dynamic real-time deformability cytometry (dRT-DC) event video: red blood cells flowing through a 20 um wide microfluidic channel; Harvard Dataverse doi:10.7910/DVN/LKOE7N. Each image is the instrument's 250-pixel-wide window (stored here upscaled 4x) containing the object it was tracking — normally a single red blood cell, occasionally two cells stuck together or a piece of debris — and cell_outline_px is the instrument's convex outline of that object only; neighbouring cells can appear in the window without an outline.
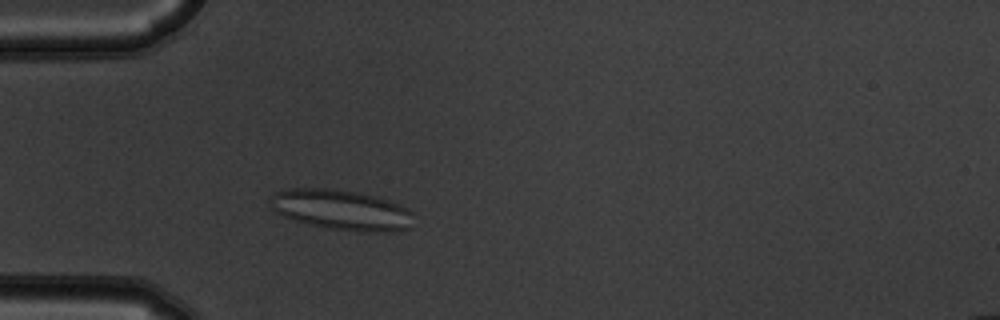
{"species": "common noctule bat (a hibernating species)", "species_latin": "Nyctalus noctula", "temperature_condition": "warm", "stored_images_in_passage": 49, "camera_frame_rate_fps": 3000, "um_per_image_px": 0.085, "animal": {"sex": "male", "body_mass_g": 19.5, "forearm_length_mm": 54.6}, "frame": {"image": 1, "passage_image": 11, "time_ms": 3.333, "image_size_px": [1000, 320], "cell_outline_px": [[412, 228], [396, 232], [364, 232], [332, 228], [308, 224], [284, 216], [276, 212], [268, 204], [268, 196], [272, 192], [292, 188], [324, 188], [356, 192], [376, 196], [400, 204], [408, 208], [412, 212]], "centroid_in_image_um": [29.02, 17.84], "position_along_channel_um": 56.0, "area_um2": 33.99}}
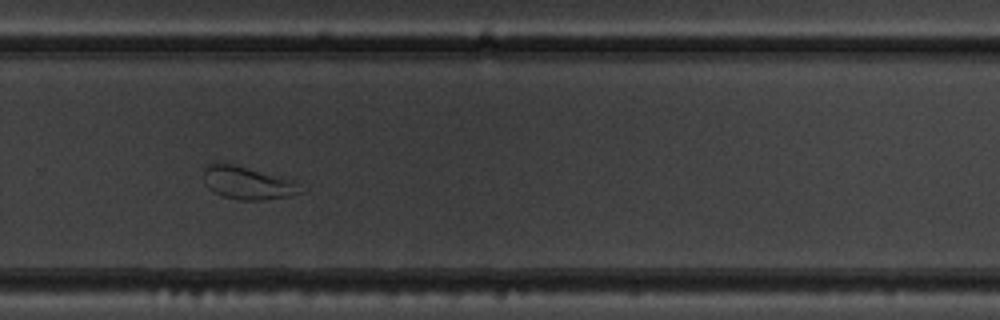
{"frame": {"image": 2, "passage_image": 32, "time_ms": 10.333, "image_size_px": [1000, 320], "cell_outline_px": [[308, 188], [304, 192], [292, 196], [260, 200], [240, 200], [224, 196], [212, 192], [204, 184], [204, 168], [208, 164], [232, 164], [296, 180]], "centroid_in_image_um": [21.15, 15.57], "position_along_channel_um": 308.6, "area_um2": 18.84}}
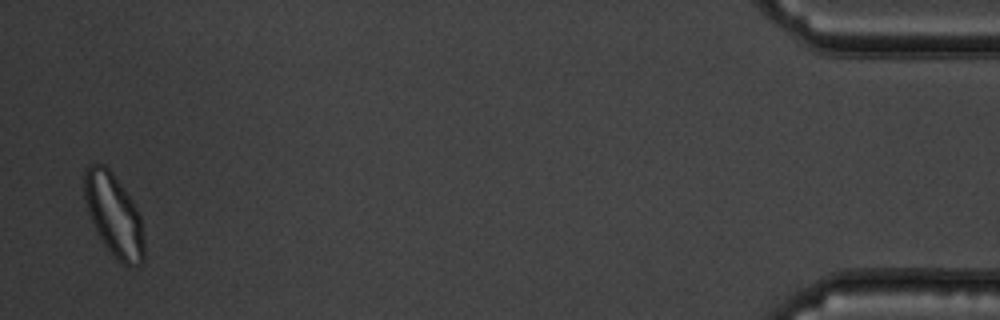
{"frame": {"image": 3, "passage_image": 48, "time_ms": 15.667, "image_size_px": [1000, 320], "cell_outline_px": [[144, 260], [140, 264], [128, 268], [104, 244], [96, 232], [84, 196], [84, 168], [88, 164], [104, 164], [112, 172], [132, 200], [140, 216], [144, 244]], "centroid_in_image_um": [9.68, 18.26], "position_along_channel_um": 425.5, "area_um2": 28.32}, "authors_computed_cell_mechanics": {"area_um2": 26.4724, "velocity_mm_per_s": 3.7192, "shape_relaxation_time_tau1_ms": null, "shape_relaxation_time_tau2_ms": 0.8511, "deformation_change_tau1": null, "deformation_change_tau2": 0.0725}}